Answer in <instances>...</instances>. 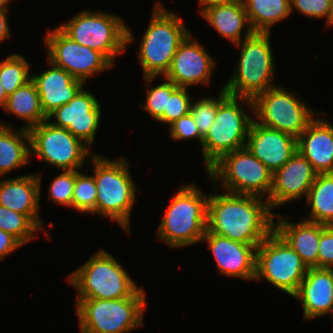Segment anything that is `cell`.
<instances>
[{
    "label": "cell",
    "mask_w": 333,
    "mask_h": 333,
    "mask_svg": "<svg viewBox=\"0 0 333 333\" xmlns=\"http://www.w3.org/2000/svg\"><path fill=\"white\" fill-rule=\"evenodd\" d=\"M274 216L267 199L224 192L209 194L207 230L249 245H259L273 230Z\"/></svg>",
    "instance_id": "6da1fadb"
},
{
    "label": "cell",
    "mask_w": 333,
    "mask_h": 333,
    "mask_svg": "<svg viewBox=\"0 0 333 333\" xmlns=\"http://www.w3.org/2000/svg\"><path fill=\"white\" fill-rule=\"evenodd\" d=\"M182 21L176 13L156 2L138 50L145 86L150 87L156 77L165 76L177 48L191 33Z\"/></svg>",
    "instance_id": "7a4b0ae2"
},
{
    "label": "cell",
    "mask_w": 333,
    "mask_h": 333,
    "mask_svg": "<svg viewBox=\"0 0 333 333\" xmlns=\"http://www.w3.org/2000/svg\"><path fill=\"white\" fill-rule=\"evenodd\" d=\"M209 194L195 184L180 185L158 227L157 238L171 248L200 242L207 230Z\"/></svg>",
    "instance_id": "3957f363"
},
{
    "label": "cell",
    "mask_w": 333,
    "mask_h": 333,
    "mask_svg": "<svg viewBox=\"0 0 333 333\" xmlns=\"http://www.w3.org/2000/svg\"><path fill=\"white\" fill-rule=\"evenodd\" d=\"M92 166L97 189L95 215L109 217L130 233V212L136 201V186L129 173V163L119 157L111 160L93 154Z\"/></svg>",
    "instance_id": "277c9868"
},
{
    "label": "cell",
    "mask_w": 333,
    "mask_h": 333,
    "mask_svg": "<svg viewBox=\"0 0 333 333\" xmlns=\"http://www.w3.org/2000/svg\"><path fill=\"white\" fill-rule=\"evenodd\" d=\"M235 46L240 47L236 69L223 89L232 96L254 99L275 86V64L270 43V32L246 34Z\"/></svg>",
    "instance_id": "5b68a950"
},
{
    "label": "cell",
    "mask_w": 333,
    "mask_h": 333,
    "mask_svg": "<svg viewBox=\"0 0 333 333\" xmlns=\"http://www.w3.org/2000/svg\"><path fill=\"white\" fill-rule=\"evenodd\" d=\"M66 279L77 289L76 299H121L133 296L141 288L120 262L102 248Z\"/></svg>",
    "instance_id": "8992f818"
},
{
    "label": "cell",
    "mask_w": 333,
    "mask_h": 333,
    "mask_svg": "<svg viewBox=\"0 0 333 333\" xmlns=\"http://www.w3.org/2000/svg\"><path fill=\"white\" fill-rule=\"evenodd\" d=\"M124 22L109 12L81 10L58 27L80 45L102 53L114 65V58L134 41L130 27Z\"/></svg>",
    "instance_id": "52a82bcc"
},
{
    "label": "cell",
    "mask_w": 333,
    "mask_h": 333,
    "mask_svg": "<svg viewBox=\"0 0 333 333\" xmlns=\"http://www.w3.org/2000/svg\"><path fill=\"white\" fill-rule=\"evenodd\" d=\"M242 103H246L245 105L253 113L252 99L227 93L218 102L214 122L201 143L206 171L223 155L245 147L252 119L243 109L245 105Z\"/></svg>",
    "instance_id": "ba28073f"
},
{
    "label": "cell",
    "mask_w": 333,
    "mask_h": 333,
    "mask_svg": "<svg viewBox=\"0 0 333 333\" xmlns=\"http://www.w3.org/2000/svg\"><path fill=\"white\" fill-rule=\"evenodd\" d=\"M81 333H127L143 325L146 295L140 288L121 299H76Z\"/></svg>",
    "instance_id": "9c48e42d"
},
{
    "label": "cell",
    "mask_w": 333,
    "mask_h": 333,
    "mask_svg": "<svg viewBox=\"0 0 333 333\" xmlns=\"http://www.w3.org/2000/svg\"><path fill=\"white\" fill-rule=\"evenodd\" d=\"M206 173L214 188L219 180L226 192L269 198L273 172L247 147L223 155Z\"/></svg>",
    "instance_id": "30bf717a"
},
{
    "label": "cell",
    "mask_w": 333,
    "mask_h": 333,
    "mask_svg": "<svg viewBox=\"0 0 333 333\" xmlns=\"http://www.w3.org/2000/svg\"><path fill=\"white\" fill-rule=\"evenodd\" d=\"M307 269L295 250L274 230L257 247L254 280L266 279L291 297L297 293Z\"/></svg>",
    "instance_id": "8fae6325"
},
{
    "label": "cell",
    "mask_w": 333,
    "mask_h": 333,
    "mask_svg": "<svg viewBox=\"0 0 333 333\" xmlns=\"http://www.w3.org/2000/svg\"><path fill=\"white\" fill-rule=\"evenodd\" d=\"M284 87L275 86L257 95L253 114L262 126L292 135L296 139L306 130L316 115L313 109Z\"/></svg>",
    "instance_id": "7c38bea8"
},
{
    "label": "cell",
    "mask_w": 333,
    "mask_h": 333,
    "mask_svg": "<svg viewBox=\"0 0 333 333\" xmlns=\"http://www.w3.org/2000/svg\"><path fill=\"white\" fill-rule=\"evenodd\" d=\"M28 132L30 154L59 170H81L86 159L93 156L90 147L82 140L48 120L29 128Z\"/></svg>",
    "instance_id": "4fadbf2b"
},
{
    "label": "cell",
    "mask_w": 333,
    "mask_h": 333,
    "mask_svg": "<svg viewBox=\"0 0 333 333\" xmlns=\"http://www.w3.org/2000/svg\"><path fill=\"white\" fill-rule=\"evenodd\" d=\"M47 60L83 81L108 70L113 64L100 52L72 40L58 26L44 38Z\"/></svg>",
    "instance_id": "5bb4252c"
},
{
    "label": "cell",
    "mask_w": 333,
    "mask_h": 333,
    "mask_svg": "<svg viewBox=\"0 0 333 333\" xmlns=\"http://www.w3.org/2000/svg\"><path fill=\"white\" fill-rule=\"evenodd\" d=\"M53 118L55 122L51 121ZM47 120L54 126L67 129L91 149L101 123V104L94 94L82 88L68 104L49 113Z\"/></svg>",
    "instance_id": "9a60e30c"
},
{
    "label": "cell",
    "mask_w": 333,
    "mask_h": 333,
    "mask_svg": "<svg viewBox=\"0 0 333 333\" xmlns=\"http://www.w3.org/2000/svg\"><path fill=\"white\" fill-rule=\"evenodd\" d=\"M191 33L177 48L168 72L163 78L178 87L209 84L215 61Z\"/></svg>",
    "instance_id": "2e32d148"
},
{
    "label": "cell",
    "mask_w": 333,
    "mask_h": 333,
    "mask_svg": "<svg viewBox=\"0 0 333 333\" xmlns=\"http://www.w3.org/2000/svg\"><path fill=\"white\" fill-rule=\"evenodd\" d=\"M316 176L310 162L297 151L273 172L272 187L267 199L271 210L301 199L302 196L307 198Z\"/></svg>",
    "instance_id": "e0dca14e"
},
{
    "label": "cell",
    "mask_w": 333,
    "mask_h": 333,
    "mask_svg": "<svg viewBox=\"0 0 333 333\" xmlns=\"http://www.w3.org/2000/svg\"><path fill=\"white\" fill-rule=\"evenodd\" d=\"M202 241H207L221 275L254 280L256 250L259 245L233 241L213 234L209 230H206Z\"/></svg>",
    "instance_id": "ac0fdd59"
},
{
    "label": "cell",
    "mask_w": 333,
    "mask_h": 333,
    "mask_svg": "<svg viewBox=\"0 0 333 333\" xmlns=\"http://www.w3.org/2000/svg\"><path fill=\"white\" fill-rule=\"evenodd\" d=\"M247 149L270 171L281 168L296 152L297 139L252 120L246 139Z\"/></svg>",
    "instance_id": "d6986e66"
},
{
    "label": "cell",
    "mask_w": 333,
    "mask_h": 333,
    "mask_svg": "<svg viewBox=\"0 0 333 333\" xmlns=\"http://www.w3.org/2000/svg\"><path fill=\"white\" fill-rule=\"evenodd\" d=\"M293 297L302 303L304 320L330 314L333 311V269L308 268Z\"/></svg>",
    "instance_id": "ffe728a7"
},
{
    "label": "cell",
    "mask_w": 333,
    "mask_h": 333,
    "mask_svg": "<svg viewBox=\"0 0 333 333\" xmlns=\"http://www.w3.org/2000/svg\"><path fill=\"white\" fill-rule=\"evenodd\" d=\"M41 174H26L16 178L0 180V205L28 216L41 230H45L40 219Z\"/></svg>",
    "instance_id": "44dd1931"
},
{
    "label": "cell",
    "mask_w": 333,
    "mask_h": 333,
    "mask_svg": "<svg viewBox=\"0 0 333 333\" xmlns=\"http://www.w3.org/2000/svg\"><path fill=\"white\" fill-rule=\"evenodd\" d=\"M51 67L39 74H32L31 80L35 83L40 97V104L47 116L54 109L68 104L85 83L74 78L63 68L48 63Z\"/></svg>",
    "instance_id": "7402d4cb"
},
{
    "label": "cell",
    "mask_w": 333,
    "mask_h": 333,
    "mask_svg": "<svg viewBox=\"0 0 333 333\" xmlns=\"http://www.w3.org/2000/svg\"><path fill=\"white\" fill-rule=\"evenodd\" d=\"M297 151L317 174L333 173V125L317 117L297 138Z\"/></svg>",
    "instance_id": "603a6c76"
},
{
    "label": "cell",
    "mask_w": 333,
    "mask_h": 333,
    "mask_svg": "<svg viewBox=\"0 0 333 333\" xmlns=\"http://www.w3.org/2000/svg\"><path fill=\"white\" fill-rule=\"evenodd\" d=\"M274 231L300 256L308 268H318V249L322 230L327 226L302 219L288 222L282 215H275Z\"/></svg>",
    "instance_id": "cb8c5ba5"
},
{
    "label": "cell",
    "mask_w": 333,
    "mask_h": 333,
    "mask_svg": "<svg viewBox=\"0 0 333 333\" xmlns=\"http://www.w3.org/2000/svg\"><path fill=\"white\" fill-rule=\"evenodd\" d=\"M201 15L216 32L235 45L242 41L244 27L246 34L254 32L242 0L211 6Z\"/></svg>",
    "instance_id": "d4e9b609"
},
{
    "label": "cell",
    "mask_w": 333,
    "mask_h": 333,
    "mask_svg": "<svg viewBox=\"0 0 333 333\" xmlns=\"http://www.w3.org/2000/svg\"><path fill=\"white\" fill-rule=\"evenodd\" d=\"M30 156L28 129L20 127L13 130L12 126L0 122V177L27 166Z\"/></svg>",
    "instance_id": "484cf974"
},
{
    "label": "cell",
    "mask_w": 333,
    "mask_h": 333,
    "mask_svg": "<svg viewBox=\"0 0 333 333\" xmlns=\"http://www.w3.org/2000/svg\"><path fill=\"white\" fill-rule=\"evenodd\" d=\"M4 111L25 120L26 124L22 126L24 129H29L47 120V116L41 108L38 90L32 80L7 97Z\"/></svg>",
    "instance_id": "4316f807"
},
{
    "label": "cell",
    "mask_w": 333,
    "mask_h": 333,
    "mask_svg": "<svg viewBox=\"0 0 333 333\" xmlns=\"http://www.w3.org/2000/svg\"><path fill=\"white\" fill-rule=\"evenodd\" d=\"M254 32H270L272 25L291 14L290 0H242Z\"/></svg>",
    "instance_id": "83f0119b"
},
{
    "label": "cell",
    "mask_w": 333,
    "mask_h": 333,
    "mask_svg": "<svg viewBox=\"0 0 333 333\" xmlns=\"http://www.w3.org/2000/svg\"><path fill=\"white\" fill-rule=\"evenodd\" d=\"M306 202L311 212L305 220L333 225V173L317 174Z\"/></svg>",
    "instance_id": "f1b7e54d"
},
{
    "label": "cell",
    "mask_w": 333,
    "mask_h": 333,
    "mask_svg": "<svg viewBox=\"0 0 333 333\" xmlns=\"http://www.w3.org/2000/svg\"><path fill=\"white\" fill-rule=\"evenodd\" d=\"M29 67L30 63L25 57L16 53L0 62V81L7 96L31 80Z\"/></svg>",
    "instance_id": "f546056e"
},
{
    "label": "cell",
    "mask_w": 333,
    "mask_h": 333,
    "mask_svg": "<svg viewBox=\"0 0 333 333\" xmlns=\"http://www.w3.org/2000/svg\"><path fill=\"white\" fill-rule=\"evenodd\" d=\"M0 229L14 236L22 245L34 240L41 230L28 216L0 205Z\"/></svg>",
    "instance_id": "4dcf8cb0"
},
{
    "label": "cell",
    "mask_w": 333,
    "mask_h": 333,
    "mask_svg": "<svg viewBox=\"0 0 333 333\" xmlns=\"http://www.w3.org/2000/svg\"><path fill=\"white\" fill-rule=\"evenodd\" d=\"M76 170L72 206L78 212L95 215L97 189L93 175H85Z\"/></svg>",
    "instance_id": "1f68e13d"
},
{
    "label": "cell",
    "mask_w": 333,
    "mask_h": 333,
    "mask_svg": "<svg viewBox=\"0 0 333 333\" xmlns=\"http://www.w3.org/2000/svg\"><path fill=\"white\" fill-rule=\"evenodd\" d=\"M227 94L222 88L219 92V97L214 98H201L191 102L190 113L198 127L199 133L204 137L209 131L211 125L214 122L218 102ZM195 102V103H194Z\"/></svg>",
    "instance_id": "d6a6232c"
},
{
    "label": "cell",
    "mask_w": 333,
    "mask_h": 333,
    "mask_svg": "<svg viewBox=\"0 0 333 333\" xmlns=\"http://www.w3.org/2000/svg\"><path fill=\"white\" fill-rule=\"evenodd\" d=\"M164 79L165 82L160 85L148 88L145 104L139 106L143 107L155 120H158L164 114L165 109H167L168 97L178 88L172 81Z\"/></svg>",
    "instance_id": "836d02e7"
},
{
    "label": "cell",
    "mask_w": 333,
    "mask_h": 333,
    "mask_svg": "<svg viewBox=\"0 0 333 333\" xmlns=\"http://www.w3.org/2000/svg\"><path fill=\"white\" fill-rule=\"evenodd\" d=\"M62 173L53 179L49 187V200L54 203L72 206V196L75 185L76 170H61Z\"/></svg>",
    "instance_id": "e575fe53"
},
{
    "label": "cell",
    "mask_w": 333,
    "mask_h": 333,
    "mask_svg": "<svg viewBox=\"0 0 333 333\" xmlns=\"http://www.w3.org/2000/svg\"><path fill=\"white\" fill-rule=\"evenodd\" d=\"M186 87H178L170 97H168L167 109L157 120L161 123H167L169 126L182 116L190 112L192 97L187 93Z\"/></svg>",
    "instance_id": "d590c367"
},
{
    "label": "cell",
    "mask_w": 333,
    "mask_h": 333,
    "mask_svg": "<svg viewBox=\"0 0 333 333\" xmlns=\"http://www.w3.org/2000/svg\"><path fill=\"white\" fill-rule=\"evenodd\" d=\"M291 12L296 9L303 16L312 19H326L328 27V14L330 0H290Z\"/></svg>",
    "instance_id": "8d00e7d4"
},
{
    "label": "cell",
    "mask_w": 333,
    "mask_h": 333,
    "mask_svg": "<svg viewBox=\"0 0 333 333\" xmlns=\"http://www.w3.org/2000/svg\"><path fill=\"white\" fill-rule=\"evenodd\" d=\"M169 130L171 139L175 141L194 138L199 140L200 144L202 143L203 136L199 133L198 127L190 112L172 123L169 126Z\"/></svg>",
    "instance_id": "74e56055"
},
{
    "label": "cell",
    "mask_w": 333,
    "mask_h": 333,
    "mask_svg": "<svg viewBox=\"0 0 333 333\" xmlns=\"http://www.w3.org/2000/svg\"><path fill=\"white\" fill-rule=\"evenodd\" d=\"M318 268L333 269V225L326 226L321 232Z\"/></svg>",
    "instance_id": "f35d334b"
},
{
    "label": "cell",
    "mask_w": 333,
    "mask_h": 333,
    "mask_svg": "<svg viewBox=\"0 0 333 333\" xmlns=\"http://www.w3.org/2000/svg\"><path fill=\"white\" fill-rule=\"evenodd\" d=\"M23 246L14 236L0 229V260Z\"/></svg>",
    "instance_id": "ab89813d"
},
{
    "label": "cell",
    "mask_w": 333,
    "mask_h": 333,
    "mask_svg": "<svg viewBox=\"0 0 333 333\" xmlns=\"http://www.w3.org/2000/svg\"><path fill=\"white\" fill-rule=\"evenodd\" d=\"M7 10L8 9L0 10V43H3L10 37V26L7 20Z\"/></svg>",
    "instance_id": "60d3db41"
},
{
    "label": "cell",
    "mask_w": 333,
    "mask_h": 333,
    "mask_svg": "<svg viewBox=\"0 0 333 333\" xmlns=\"http://www.w3.org/2000/svg\"><path fill=\"white\" fill-rule=\"evenodd\" d=\"M233 1L236 0H199V6H202V8L200 9V14L211 6L230 3Z\"/></svg>",
    "instance_id": "b9f144b4"
},
{
    "label": "cell",
    "mask_w": 333,
    "mask_h": 333,
    "mask_svg": "<svg viewBox=\"0 0 333 333\" xmlns=\"http://www.w3.org/2000/svg\"><path fill=\"white\" fill-rule=\"evenodd\" d=\"M7 95H6V92L1 84V81H0V107H2V109L5 108V105H6V102H7Z\"/></svg>",
    "instance_id": "7bdbcfd3"
},
{
    "label": "cell",
    "mask_w": 333,
    "mask_h": 333,
    "mask_svg": "<svg viewBox=\"0 0 333 333\" xmlns=\"http://www.w3.org/2000/svg\"><path fill=\"white\" fill-rule=\"evenodd\" d=\"M333 26V0H330V9L328 14V28Z\"/></svg>",
    "instance_id": "ee69618b"
},
{
    "label": "cell",
    "mask_w": 333,
    "mask_h": 333,
    "mask_svg": "<svg viewBox=\"0 0 333 333\" xmlns=\"http://www.w3.org/2000/svg\"><path fill=\"white\" fill-rule=\"evenodd\" d=\"M9 1L12 0H0V10L1 9H8Z\"/></svg>",
    "instance_id": "f6af8a7d"
},
{
    "label": "cell",
    "mask_w": 333,
    "mask_h": 333,
    "mask_svg": "<svg viewBox=\"0 0 333 333\" xmlns=\"http://www.w3.org/2000/svg\"><path fill=\"white\" fill-rule=\"evenodd\" d=\"M329 315H330V317H333V311Z\"/></svg>",
    "instance_id": "bcb514c9"
}]
</instances>
